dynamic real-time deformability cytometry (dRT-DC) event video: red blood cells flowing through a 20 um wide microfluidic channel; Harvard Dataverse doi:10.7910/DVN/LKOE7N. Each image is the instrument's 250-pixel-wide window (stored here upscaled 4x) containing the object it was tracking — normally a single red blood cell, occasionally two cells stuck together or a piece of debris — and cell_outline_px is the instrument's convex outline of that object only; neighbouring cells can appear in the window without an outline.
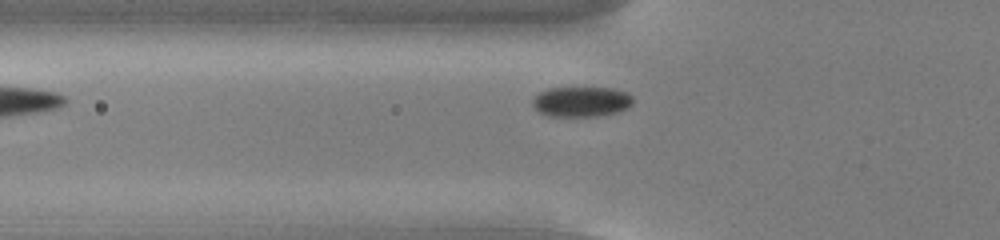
{"species": "common noctule bat (a hibernating species)", "species_latin": "Nyctalus noctula", "temperature_condition": "cold", "stored_images_in_passage": 33, "camera_frame_rate_fps": 3000, "um_per_image_px": 0.085, "animal": {"sex": "male", "body_mass_g": 13.0, "forearm_length_mm": 53.1}, "frame": {"image": 1, "passage_image": 3, "time_ms": 0.667, "image_size_px": [1000, 240], "cell_outline_px": [[632, 104], [628, 108], [616, 112], [596, 116], [548, 116], [540, 112], [532, 104], [532, 100], [540, 92], [548, 88], [612, 88], [628, 92], [632, 96]], "centroid_in_image_um": [49.43, 8.64], "position_along_channel_um": 76.4, "area_um2": 17.57}}
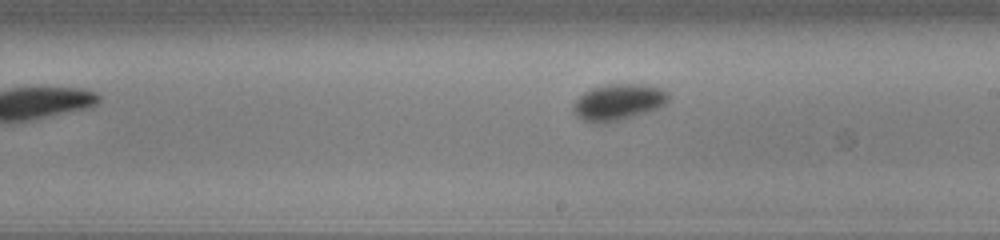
{"frame": {"image": 2, "passage_image": 16, "time_ms": 5.0, "image_size_px": [1000, 240], "cell_outline_px": [[668, 100], [664, 104], [648, 112], [608, 124], [592, 124], [576, 116], [572, 108], [576, 100], [584, 92], [592, 88], [604, 84], [648, 84], [660, 88], [668, 92]], "centroid_in_image_um": [52.53, 8.7], "position_along_channel_um": 236.5, "area_um2": 20.4}}
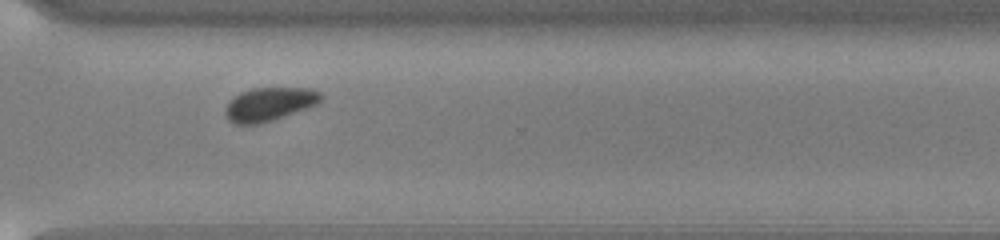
{"frame": {"image": 3, "passage_image": 25, "time_ms": 8.0, "image_size_px": [1000, 240], "cell_outline_px": [[324, 96], [316, 104], [308, 108], [260, 124], [236, 124], [228, 120], [224, 112], [228, 104], [240, 92], [252, 88], [312, 88], [320, 92]], "centroid_in_image_um": [22.91, 8.85], "position_along_channel_um": 347.7, "area_um2": 18.55}, "authors_computed_cell_mechanics": {"area_um2": 18.496, "velocity_mm_per_s": 3.6965, "shape_relaxation_time_tau1_ms": 1.2765, "shape_relaxation_time_tau2_ms": null, "deformation_change_tau1": 0.0606, "deformation_change_tau2": null}}